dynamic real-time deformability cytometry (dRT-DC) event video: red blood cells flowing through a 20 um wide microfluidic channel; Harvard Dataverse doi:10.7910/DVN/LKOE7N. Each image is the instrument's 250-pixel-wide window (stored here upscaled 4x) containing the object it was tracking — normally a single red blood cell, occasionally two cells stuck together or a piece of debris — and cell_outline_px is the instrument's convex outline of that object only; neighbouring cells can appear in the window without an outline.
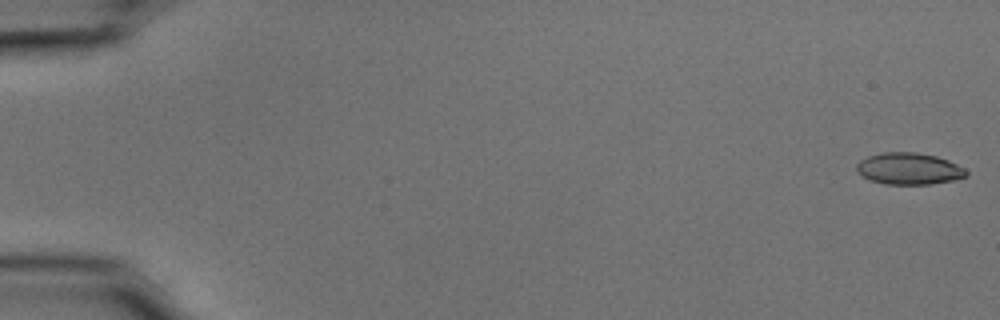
{"species": "common noctule bat (a hibernating species)", "species_latin": "Nyctalus noctula", "temperature_condition": "cold", "stored_images_in_passage": 17, "camera_frame_rate_fps": 3000, "um_per_image_px": 0.085, "animal": {"sex": "male", "body_mass_g": 15.6}, "frame": {"image": 1, "passage_image": 1, "time_ms": 0.0, "image_size_px": [1000, 320], "cell_outline_px": [[968, 176], [952, 180], [928, 184], [888, 184], [872, 180], [856, 172], [856, 164], [860, 160], [868, 156], [884, 152], [916, 152], [936, 156], [948, 160], [964, 168], [968, 172]], "centroid_in_image_um": [77.26, 14.33], "position_along_channel_um": 7.7, "area_um2": 20.11}}
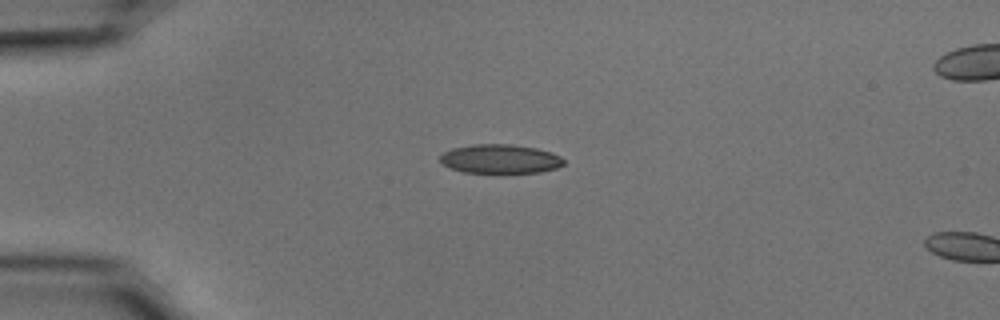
{"frame": {"image": 2, "passage_image": 14, "time_ms": 4.333, "image_size_px": [1000, 320], "cell_outline_px": [[564, 164], [556, 168], [540, 172], [504, 176], [500, 176], [464, 172], [452, 168], [444, 164], [440, 160], [440, 156], [444, 152], [452, 148], [472, 144], [512, 144], [536, 148], [552, 152], [560, 156], [564, 160]], "centroid_in_image_um": [42.54, 13.56], "position_along_channel_um": 42.5, "area_um2": 21.91}}